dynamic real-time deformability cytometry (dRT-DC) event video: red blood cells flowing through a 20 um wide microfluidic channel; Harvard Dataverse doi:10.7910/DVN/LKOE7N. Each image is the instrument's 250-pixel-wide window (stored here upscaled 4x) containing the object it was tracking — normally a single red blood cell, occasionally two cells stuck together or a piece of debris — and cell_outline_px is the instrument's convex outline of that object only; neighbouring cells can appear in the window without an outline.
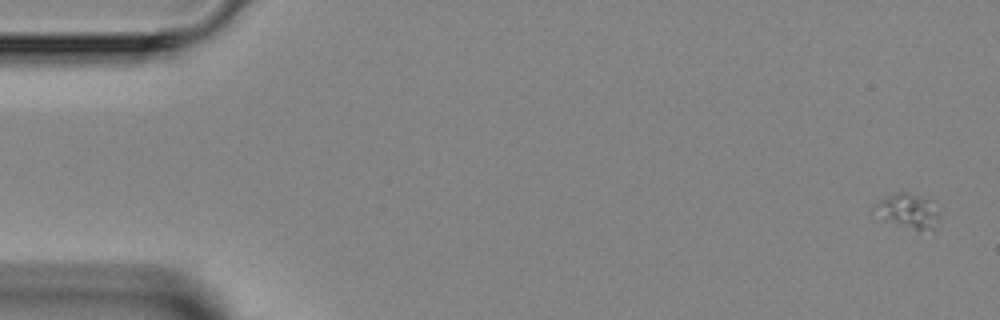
{"species": "Egyptian fruit bat (a non-hibernating species)", "species_latin": "Rousettus aegyptiacus", "temperature_condition": "room temperature", "stored_images_in_passage": 5, "segment_of_instrument_passage": [2, 2], "camera_frame_rate_fps": 3000, "um_per_image_px": 0.085, "animal": {"sex": "female"}, "frame": {"image": 1, "passage_image": 5, "time_ms": 5.667, "image_size_px": [1000, 320], "cell_outline_px": [[936, 216], [932, 228], [916, 228], [888, 220], [880, 204], [880, 200], [896, 192], [908, 192], [928, 200]], "centroid_in_image_um": [77.23, 17.86], "position_along_channel_um": 7.8, "area_um2": 10.69}}